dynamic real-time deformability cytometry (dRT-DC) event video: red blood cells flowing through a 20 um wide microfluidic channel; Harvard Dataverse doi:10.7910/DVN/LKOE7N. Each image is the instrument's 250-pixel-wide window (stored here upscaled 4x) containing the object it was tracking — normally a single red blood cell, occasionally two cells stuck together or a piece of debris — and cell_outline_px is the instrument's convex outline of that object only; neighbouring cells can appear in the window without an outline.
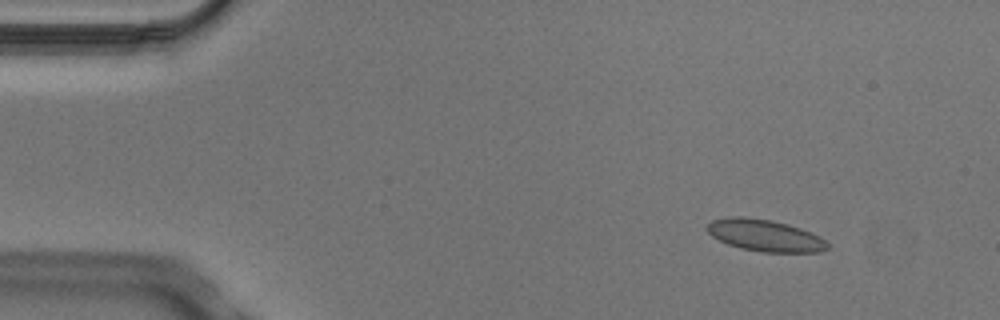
{"species": "Egyptian fruit bat (a non-hibernating species)", "species_latin": "Rousettus aegyptiacus", "temperature_condition": "cold", "stored_images_in_passage": 7, "camera_frame_rate_fps": 3000, "um_per_image_px": 0.085, "animal": {"sex": "male"}, "frame": {"image": 1, "passage_image": 1, "time_ms": 0.0, "image_size_px": [1000, 320], "cell_outline_px": [[828, 248], [820, 252], [760, 252], [740, 248], [728, 244], [712, 236], [704, 228], [712, 220], [728, 216], [744, 216], [772, 220], [788, 224], [800, 228], [820, 236], [828, 244]], "centroid_in_image_um": [64.99, 20.0], "position_along_channel_um": 20.0, "area_um2": 22.43}}
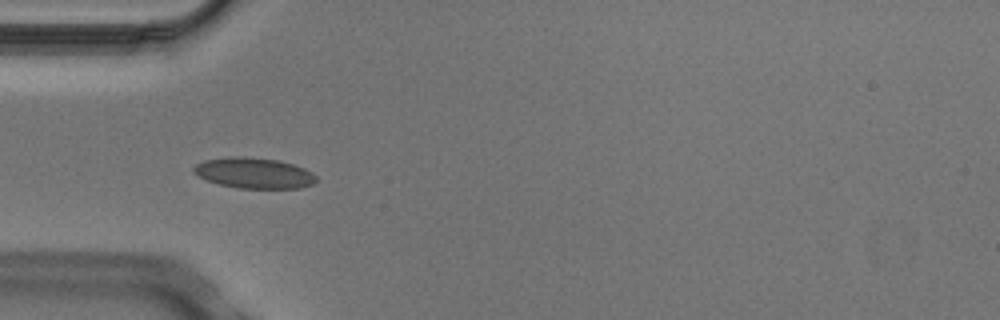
{"frame": {"image": 2, "passage_image": 4, "time_ms": 1.0, "image_size_px": [1000, 320], "cell_outline_px": [[316, 180], [312, 184], [300, 188], [240, 188], [220, 184], [208, 180], [192, 172], [192, 168], [196, 164], [204, 160], [232, 156], [240, 156], [276, 160], [292, 164], [304, 168], [312, 172], [316, 176]], "centroid_in_image_um": [21.58, 14.7], "position_along_channel_um": 63.4, "area_um2": 21.68}}
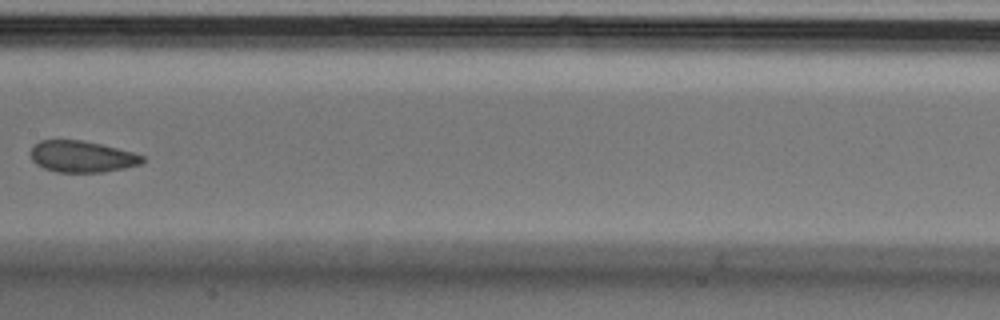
{"frame": {"image": 3, "passage_image": 7, "time_ms": 2.0, "image_size_px": [1000, 320], "cell_outline_px": [[144, 160], [140, 164], [124, 168], [104, 172], [56, 172], [44, 168], [36, 164], [32, 160], [32, 144], [40, 140], [80, 140], [100, 144], [132, 152], [144, 156]], "centroid_in_image_um": [6.94, 13.31], "position_along_channel_um": 200.5, "area_um2": 20.35}}